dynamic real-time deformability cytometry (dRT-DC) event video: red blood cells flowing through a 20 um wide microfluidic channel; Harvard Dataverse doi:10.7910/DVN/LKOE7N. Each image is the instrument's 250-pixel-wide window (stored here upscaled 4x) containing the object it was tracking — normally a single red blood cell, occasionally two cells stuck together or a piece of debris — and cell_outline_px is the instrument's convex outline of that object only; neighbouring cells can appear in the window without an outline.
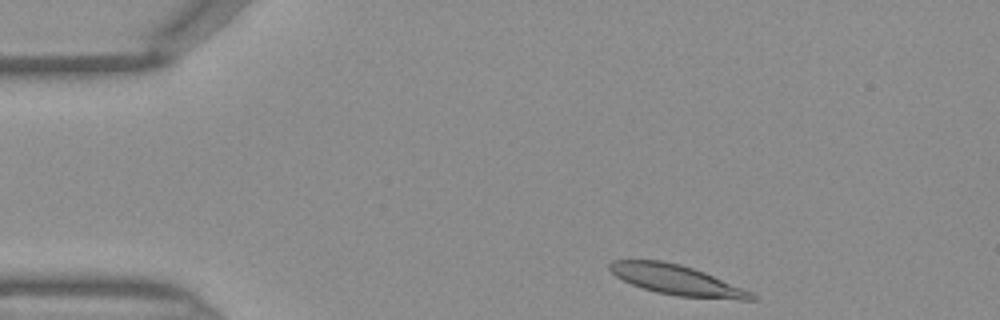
{"species": "Egyptian fruit bat (a non-hibernating species)", "species_latin": "Rousettus aegyptiacus", "temperature_condition": "warm", "stored_images_in_passage": 32, "camera_frame_rate_fps": 3000, "um_per_image_px": 0.085, "frame": {"image": 1, "passage_image": 1, "time_ms": 0.0, "image_size_px": [1000, 320], "cell_outline_px": [[756, 300], [740, 300], [676, 296], [656, 292], [632, 284], [616, 276], [608, 268], [608, 264], [612, 260], [660, 260], [680, 264], [704, 272], [752, 292], [756, 296]], "centroid_in_image_um": [57.53, 23.8], "position_along_channel_um": 27.5, "area_um2": 24.62}}
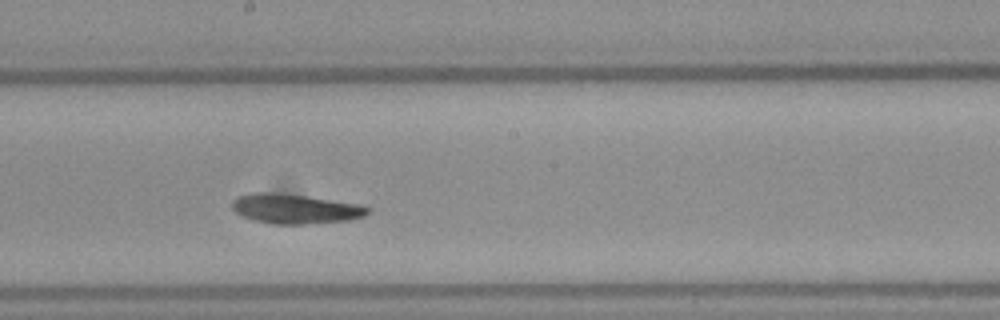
{"frame": {"image": 2, "passage_image": 19, "time_ms": 6.0, "image_size_px": [1000, 320], "cell_outline_px": [[372, 212], [364, 216], [348, 220], [308, 224], [272, 224], [252, 220], [240, 216], [232, 208], [232, 200], [236, 196], [252, 192], [272, 192], [308, 196], [360, 204], [372, 208]], "centroid_in_image_um": [25.08, 17.74], "position_along_channel_um": 223.1, "area_um2": 23.87}}
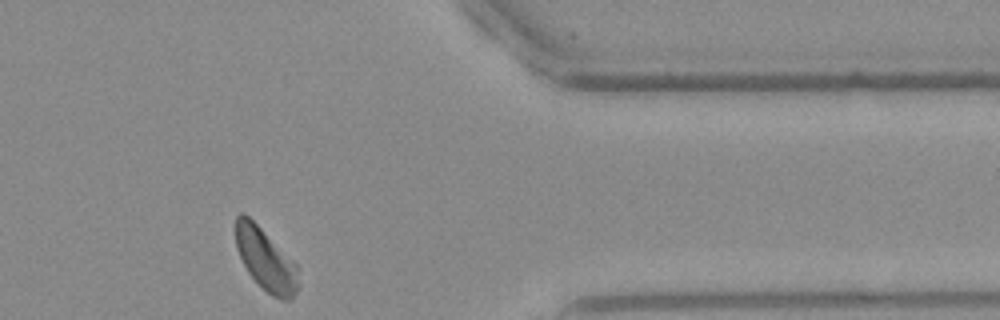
{"frame": {"image": 3, "passage_image": 32, "time_ms": 10.333, "image_size_px": [1000, 320], "cell_outline_px": [[296, 292], [288, 300], [280, 300], [272, 296], [248, 272], [236, 248], [236, 216], [240, 212], [244, 212], [296, 264]], "centroid_in_image_um": [22.54, 22.04], "position_along_channel_um": 388.9, "area_um2": 21.73}}